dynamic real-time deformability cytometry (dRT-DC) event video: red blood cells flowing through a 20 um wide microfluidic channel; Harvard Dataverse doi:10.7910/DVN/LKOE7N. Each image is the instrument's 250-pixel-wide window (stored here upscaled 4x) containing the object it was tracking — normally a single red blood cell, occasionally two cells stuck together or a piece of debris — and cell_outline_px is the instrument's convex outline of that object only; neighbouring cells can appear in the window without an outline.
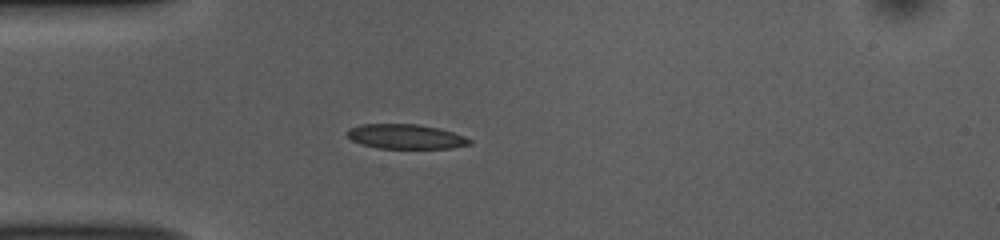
{"species": "common noctule bat (a hibernating species)", "species_latin": "Nyctalus noctula", "temperature_condition": "room temperature", "stored_images_in_passage": 39, "camera_frame_rate_fps": 3000, "um_per_image_px": 0.085, "animal": {"sex": "female", "body_mass_g": 10.0, "forearm_length_mm": 53.1}, "frame": {"image": 1, "passage_image": 1, "time_ms": 0.0, "image_size_px": [1000, 240], "cell_outline_px": [[472, 144], [452, 148], [380, 148], [360, 144], [352, 140], [344, 132], [348, 128], [360, 124], [416, 124], [440, 128], [464, 136], [472, 140]], "centroid_in_image_um": [34.46, 11.6], "position_along_channel_um": 50.5, "area_um2": 17.69}}
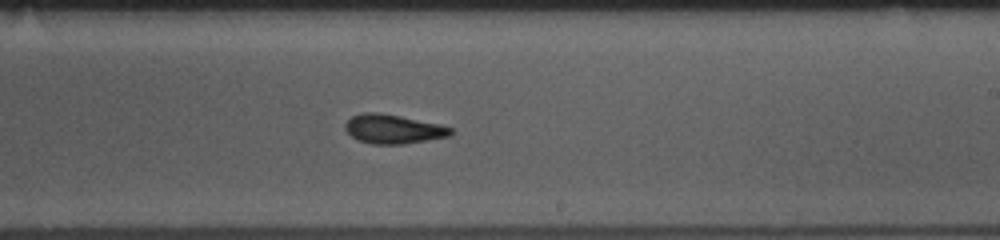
{"frame": {"image": 2, "passage_image": 18, "time_ms": 5.667, "image_size_px": [1000, 240], "cell_outline_px": [[452, 136], [404, 144], [372, 144], [356, 140], [344, 128], [344, 124], [352, 116], [364, 112], [380, 112], [440, 124], [452, 128]], "centroid_in_image_um": [33.42, 10.97], "position_along_channel_um": 255.6, "area_um2": 18.03}}
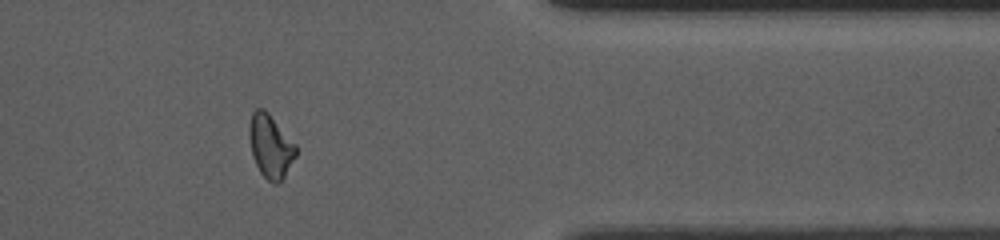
{"frame": {"image": 3, "passage_image": 30, "time_ms": 9.667, "image_size_px": [1000, 240], "cell_outline_px": [[296, 156], [284, 176], [276, 184], [272, 184], [260, 172], [252, 156], [248, 136], [248, 128], [252, 112], [256, 108], [264, 108], [268, 112], [296, 144]], "centroid_in_image_um": [22.97, 12.4], "position_along_channel_um": 388.4, "area_um2": 17.28}, "authors_computed_cell_mechanics": {"area_um2": 17.2822, "velocity_mm_per_s": 3.7907, "shape_relaxation_time_tau1_ms": 4.5906, "shape_relaxation_time_tau2_ms": 4.3107, "deformation_change_tau1": 0.1505, "deformation_change_tau2": 0.0952}}